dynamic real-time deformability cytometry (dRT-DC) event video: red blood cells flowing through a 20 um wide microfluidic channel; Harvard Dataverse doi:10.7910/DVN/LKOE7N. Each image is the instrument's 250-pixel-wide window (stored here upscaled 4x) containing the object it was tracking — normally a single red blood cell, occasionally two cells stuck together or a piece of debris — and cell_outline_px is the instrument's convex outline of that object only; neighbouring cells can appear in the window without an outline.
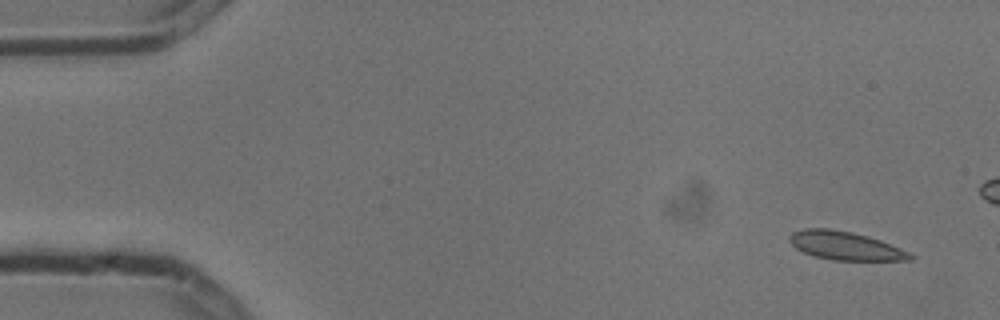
{"species": "common noctule bat (a hibernating species)", "species_latin": "Nyctalus noctula", "temperature_condition": "cold", "stored_images_in_passage": 4, "camera_frame_rate_fps": 3000, "um_per_image_px": 0.085, "animal": {"sex": "male", "body_mass_g": 13.3}, "frame": {"image": 1, "passage_image": 1, "time_ms": 0.0, "image_size_px": [1000, 320], "cell_outline_px": [[916, 256], [912, 260], [832, 260], [812, 256], [796, 248], [788, 240], [788, 236], [792, 232], [804, 228], [828, 228], [852, 232], [868, 236], [880, 240], [900, 248]], "centroid_in_image_um": [71.82, 20.88], "position_along_channel_um": 13.2, "area_um2": 20.06}}